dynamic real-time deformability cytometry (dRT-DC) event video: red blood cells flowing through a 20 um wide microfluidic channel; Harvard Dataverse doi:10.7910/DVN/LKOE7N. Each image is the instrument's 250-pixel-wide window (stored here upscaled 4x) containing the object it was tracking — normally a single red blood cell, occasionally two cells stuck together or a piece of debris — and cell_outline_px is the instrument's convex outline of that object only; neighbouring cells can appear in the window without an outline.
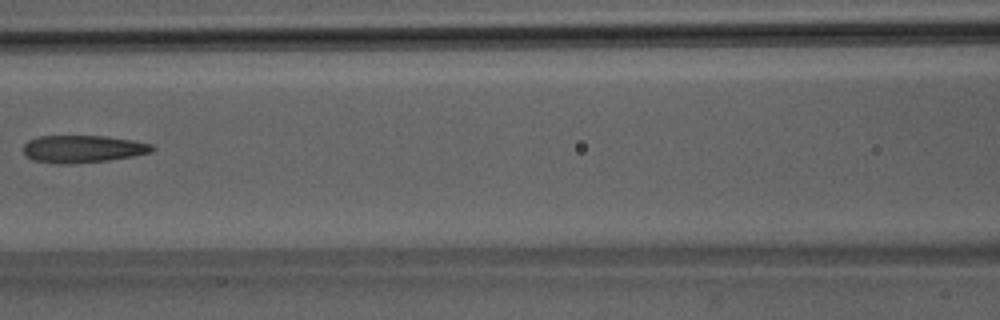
{"species": "Egyptian fruit bat (a non-hibernating species)", "species_latin": "Rousettus aegyptiacus", "temperature_condition": "room temperature", "stored_images_in_passage": 5, "camera_frame_rate_fps": 3000, "um_per_image_px": 0.085, "animal": {"sex": "male"}, "frame": {"image": 1, "passage_image": 4, "time_ms": 3.333, "image_size_px": [1000, 320], "cell_outline_px": [[156, 148], [152, 152], [132, 156], [108, 160], [72, 164], [56, 164], [32, 160], [24, 156], [24, 144], [28, 140], [40, 136], [104, 136], [132, 140], [152, 144]], "centroid_in_image_um": [7.01, 12.67], "position_along_channel_um": 159.6, "area_um2": 20.69}}